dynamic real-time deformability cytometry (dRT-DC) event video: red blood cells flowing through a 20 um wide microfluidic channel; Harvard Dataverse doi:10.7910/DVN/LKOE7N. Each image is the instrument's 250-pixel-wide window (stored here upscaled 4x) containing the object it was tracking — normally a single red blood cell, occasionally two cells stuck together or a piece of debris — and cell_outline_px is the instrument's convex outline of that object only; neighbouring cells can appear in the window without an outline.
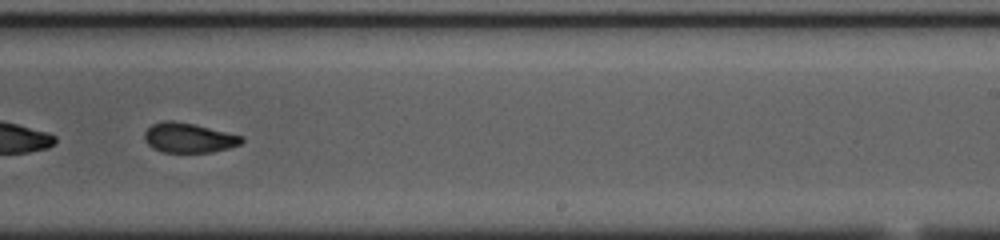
{"species": "common noctule bat (a hibernating species)", "species_latin": "Nyctalus noctula", "temperature_condition": "cold", "stored_images_in_passage": 50, "segment_of_instrument_passage": [2, 2], "camera_frame_rate_fps": 3000, "um_per_image_px": 0.085, "animal": {"sex": "female", "body_mass_g": 23.0, "forearm_length_mm": 53.4}, "frame": {"image": 1, "passage_image": 29, "time_ms": 9.333, "image_size_px": [1000, 240], "cell_outline_px": [[244, 140], [240, 144], [228, 148], [212, 152], [164, 152], [152, 148], [144, 140], [144, 132], [152, 124], [164, 120], [172, 120], [192, 124], [244, 136]], "centroid_in_image_um": [16.02, 11.71], "position_along_channel_um": 273.0, "area_um2": 16.76}}
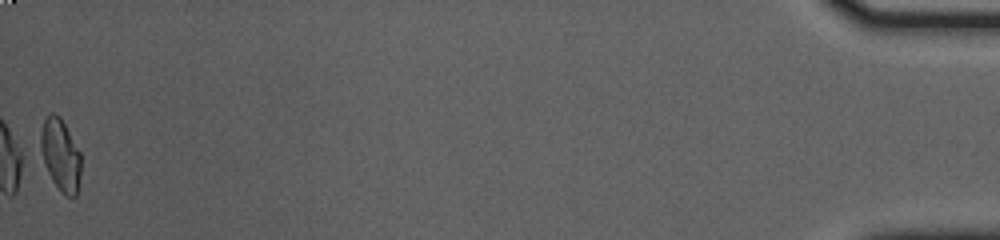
{"frame": {"image": 2, "passage_image": 50, "time_ms": 16.333, "image_size_px": [1000, 240], "cell_outline_px": [[80, 176], [76, 196], [64, 196], [60, 192], [52, 180], [44, 164], [40, 148], [40, 136], [44, 120], [48, 112], [52, 112], [60, 116], [80, 152]], "centroid_in_image_um": [5.13, 13.17], "position_along_channel_um": 430.1, "area_um2": 16.94}}